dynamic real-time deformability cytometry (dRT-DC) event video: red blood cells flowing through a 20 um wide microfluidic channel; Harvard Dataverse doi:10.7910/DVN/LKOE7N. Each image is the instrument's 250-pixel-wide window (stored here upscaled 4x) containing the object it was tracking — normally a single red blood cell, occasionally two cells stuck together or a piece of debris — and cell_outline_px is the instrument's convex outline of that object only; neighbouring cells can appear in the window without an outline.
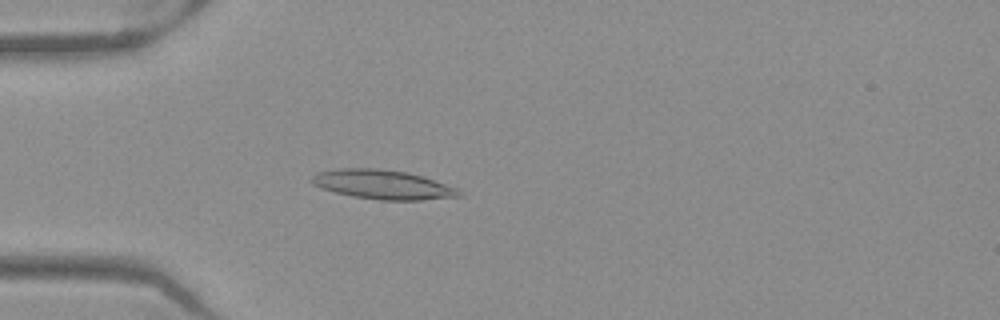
{"species": "Egyptian fruit bat (a non-hibernating species)", "species_latin": "Rousettus aegyptiacus", "temperature_condition": "warm", "stored_images_in_passage": 51, "camera_frame_rate_fps": 3000, "um_per_image_px": 0.085, "frame": {"image": 1, "passage_image": 15, "time_ms": 4.667, "image_size_px": [1000, 320], "cell_outline_px": [[464, 196], [420, 200], [380, 200], [352, 196], [320, 188], [312, 184], [312, 176], [316, 172], [336, 168], [376, 168], [408, 172], [424, 176], [460, 188]], "centroid_in_image_um": [32.58, 15.68], "position_along_channel_um": 52.4, "area_um2": 25.49}}
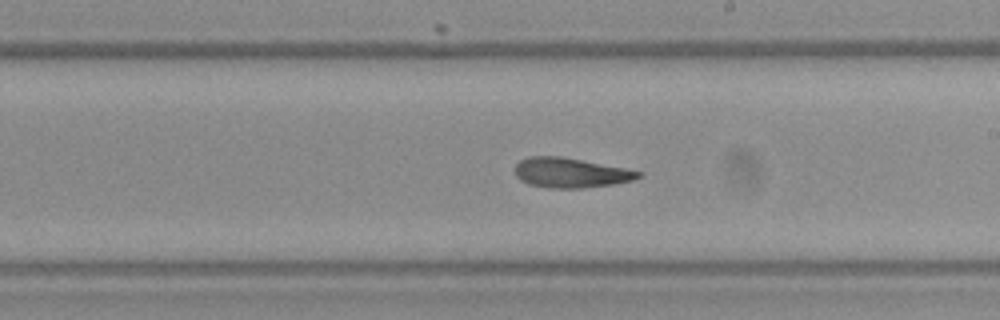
{"frame": {"image": 2, "passage_image": 30, "time_ms": 9.667, "image_size_px": [1000, 320], "cell_outline_px": [[644, 172], [640, 176], [632, 180], [612, 184], [584, 188], [548, 188], [528, 184], [520, 180], [516, 176], [516, 164], [520, 160], [528, 156], [560, 156], [624, 168]], "centroid_in_image_um": [48.47, 14.69], "position_along_channel_um": 240.5, "area_um2": 21.33}}
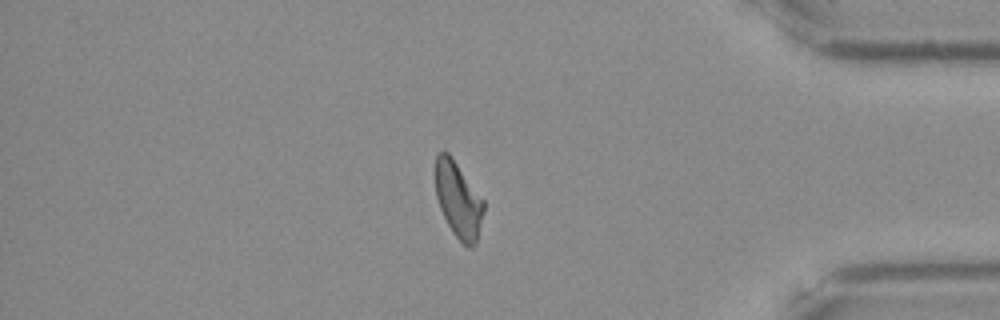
{"frame": {"image": 3, "passage_image": 44, "time_ms": 14.333, "image_size_px": [1000, 320], "cell_outline_px": [[484, 212], [476, 244], [472, 248], [468, 248], [452, 232], [440, 208], [436, 196], [436, 156], [440, 152], [448, 152], [484, 200]], "centroid_in_image_um": [38.98, 17.02], "position_along_channel_um": 396.2, "area_um2": 21.1}, "authors_computed_cell_mechanics": {"area_um2": 22.1952, "velocity_mm_per_s": 3.9628, "shape_relaxation_time_tau1_ms": 8.6381, "shape_relaxation_time_tau2_ms": 2.9089, "deformation_change_tau1": 0.2344, "deformation_change_tau2": 0.1105}}